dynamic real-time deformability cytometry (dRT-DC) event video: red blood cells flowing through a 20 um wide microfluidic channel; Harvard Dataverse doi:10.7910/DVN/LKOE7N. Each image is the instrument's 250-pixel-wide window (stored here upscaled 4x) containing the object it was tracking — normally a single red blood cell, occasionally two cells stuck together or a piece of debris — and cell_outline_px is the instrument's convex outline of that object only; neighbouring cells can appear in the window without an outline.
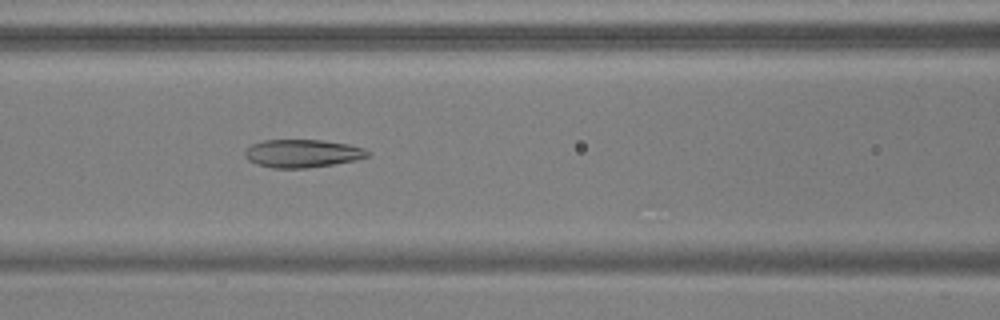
{"species": "common noctule bat (a hibernating species)", "species_latin": "Nyctalus noctula", "temperature_condition": "warm", "stored_images_in_passage": 38, "camera_frame_rate_fps": 3000, "um_per_image_px": 0.085, "animal": {"sex": "male", "body_mass_g": 17.9, "forearm_length_mm": 54.2}, "frame": {"image": 1, "passage_image": 12, "time_ms": 3.667, "image_size_px": [1000, 320], "cell_outline_px": [[368, 156], [356, 160], [308, 168], [272, 168], [256, 164], [248, 160], [244, 156], [244, 152], [252, 144], [264, 140], [320, 140], [348, 144], [364, 148], [368, 152]], "centroid_in_image_um": [25.67, 13.04], "position_along_channel_um": 140.9, "area_um2": 19.94}}
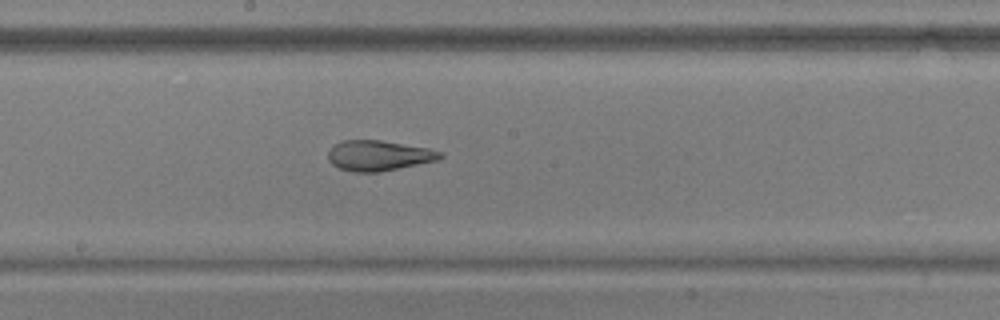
{"frame": {"image": 2, "passage_image": 18, "time_ms": 5.667, "image_size_px": [1000, 320], "cell_outline_px": [[444, 156], [436, 160], [380, 172], [352, 172], [340, 168], [332, 164], [328, 160], [328, 152], [336, 144], [344, 140], [380, 140], [428, 148], [440, 152]], "centroid_in_image_um": [32.16, 13.23], "position_along_channel_um": 216.0, "area_um2": 19.54}}
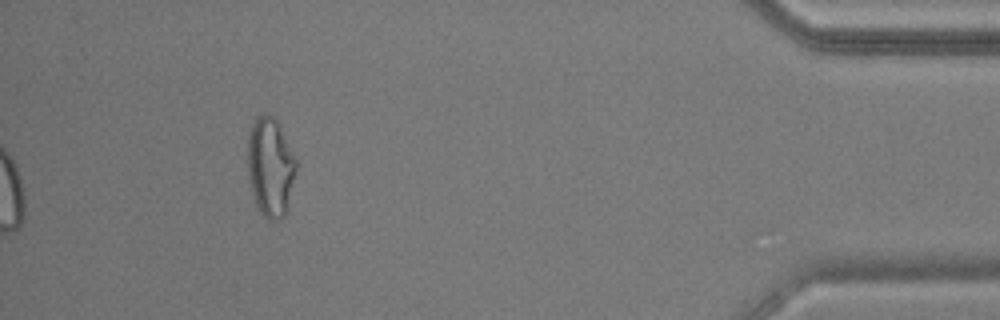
{"frame": {"image": 3, "passage_image": 38, "time_ms": 12.333, "image_size_px": [1000, 320], "cell_outline_px": [[296, 172], [288, 212], [280, 220], [268, 220], [260, 212], [256, 204], [252, 192], [248, 176], [248, 136], [252, 124], [256, 116], [264, 112], [268, 112], [276, 120], [296, 160]], "centroid_in_image_um": [22.99, 14.23], "position_along_channel_um": 412.2, "area_um2": 28.21}, "authors_computed_cell_mechanics": {"area_um2": 20.6635, "velocity_mm_per_s": 3.765, "shape_relaxation_time_tau1_ms": 6.7296, "shape_relaxation_time_tau2_ms": 2.1325, "deformation_change_tau1": 0.2129, "deformation_change_tau2": 0.1044}}